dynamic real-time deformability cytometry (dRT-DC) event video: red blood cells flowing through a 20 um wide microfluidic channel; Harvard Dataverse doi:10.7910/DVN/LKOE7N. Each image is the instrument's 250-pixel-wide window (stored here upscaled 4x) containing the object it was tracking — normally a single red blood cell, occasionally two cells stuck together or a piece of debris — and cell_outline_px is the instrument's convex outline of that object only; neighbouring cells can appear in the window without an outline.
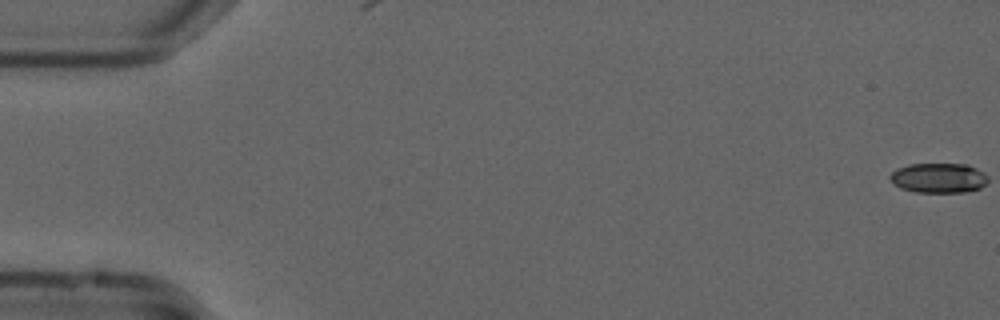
{"species": "common noctule bat (a hibernating species)", "species_latin": "Nyctalus noctula", "temperature_condition": "cold", "stored_images_in_passage": 55, "camera_frame_rate_fps": 3000, "um_per_image_px": 0.085, "animal": {"sex": "male", "forearm_length_mm": 52.5}, "frame": {"image": 1, "passage_image": 1, "time_ms": 0.0, "image_size_px": [1000, 320], "cell_outline_px": [[984, 184], [976, 188], [956, 192], [924, 192], [904, 188], [896, 184], [892, 180], [892, 172], [900, 168], [912, 164], [960, 164], [972, 168], [984, 180]], "centroid_in_image_um": [79.67, 15.12], "position_along_channel_um": 5.3, "area_um2": 15.49}}
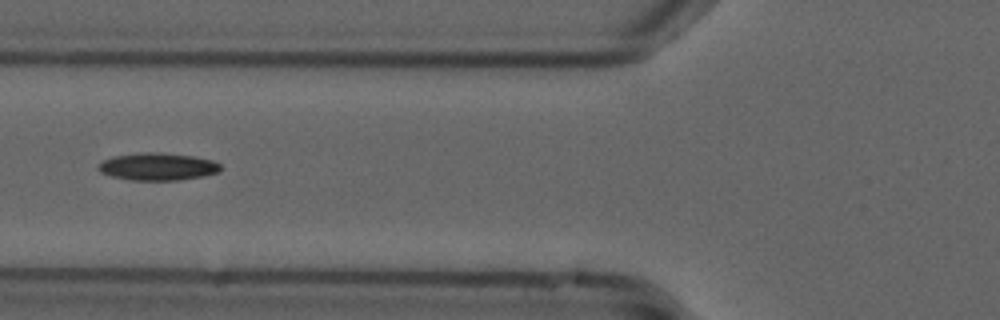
{"frame": {"image": 2, "passage_image": 22, "time_ms": 7.0, "image_size_px": [1000, 320], "cell_outline_px": [[220, 168], [216, 172], [196, 176], [168, 180], [148, 180], [120, 176], [104, 172], [100, 168], [100, 164], [108, 160], [120, 156], [184, 156], [208, 160], [216, 164]], "centroid_in_image_um": [13.46, 14.21], "position_along_channel_um": 112.3, "area_um2": 16.36}}
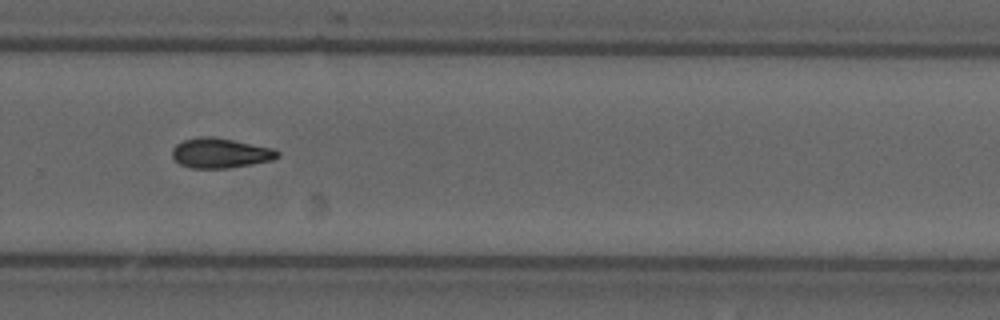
{"frame": {"image": 3, "passage_image": 38, "time_ms": 12.333, "image_size_px": [1000, 320], "cell_outline_px": [[276, 156], [268, 160], [220, 168], [196, 168], [184, 164], [176, 160], [172, 152], [180, 144], [188, 140], [228, 140], [268, 148], [276, 152]], "centroid_in_image_um": [18.7, 13.06], "position_along_channel_um": 311.1, "area_um2": 15.9}}